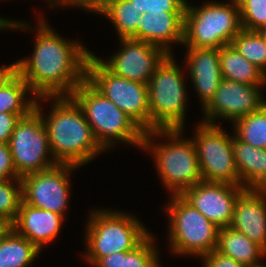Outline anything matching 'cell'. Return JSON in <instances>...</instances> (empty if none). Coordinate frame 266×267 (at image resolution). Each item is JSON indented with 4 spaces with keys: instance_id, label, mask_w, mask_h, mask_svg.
<instances>
[{
    "instance_id": "74e56055",
    "label": "cell",
    "mask_w": 266,
    "mask_h": 267,
    "mask_svg": "<svg viewBox=\"0 0 266 267\" xmlns=\"http://www.w3.org/2000/svg\"><path fill=\"white\" fill-rule=\"evenodd\" d=\"M29 25L28 24H24V23H20V22H15V21H9L8 19L6 20L5 18H1L0 17V29H8V28H21V29H26L29 30Z\"/></svg>"
},
{
    "instance_id": "b9f144b4",
    "label": "cell",
    "mask_w": 266,
    "mask_h": 267,
    "mask_svg": "<svg viewBox=\"0 0 266 267\" xmlns=\"http://www.w3.org/2000/svg\"><path fill=\"white\" fill-rule=\"evenodd\" d=\"M251 267H266V265L260 264L258 266H251Z\"/></svg>"
},
{
    "instance_id": "277c9868",
    "label": "cell",
    "mask_w": 266,
    "mask_h": 267,
    "mask_svg": "<svg viewBox=\"0 0 266 267\" xmlns=\"http://www.w3.org/2000/svg\"><path fill=\"white\" fill-rule=\"evenodd\" d=\"M71 97L82 108L96 141L104 150L112 146L114 140L142 147L145 131L87 79Z\"/></svg>"
},
{
    "instance_id": "44dd1931",
    "label": "cell",
    "mask_w": 266,
    "mask_h": 267,
    "mask_svg": "<svg viewBox=\"0 0 266 267\" xmlns=\"http://www.w3.org/2000/svg\"><path fill=\"white\" fill-rule=\"evenodd\" d=\"M219 62L224 79L255 86L266 84V74L244 58L232 44L219 49Z\"/></svg>"
},
{
    "instance_id": "2e32d148",
    "label": "cell",
    "mask_w": 266,
    "mask_h": 267,
    "mask_svg": "<svg viewBox=\"0 0 266 267\" xmlns=\"http://www.w3.org/2000/svg\"><path fill=\"white\" fill-rule=\"evenodd\" d=\"M265 197V189H244L236 199L230 227L266 251Z\"/></svg>"
},
{
    "instance_id": "9a60e30c",
    "label": "cell",
    "mask_w": 266,
    "mask_h": 267,
    "mask_svg": "<svg viewBox=\"0 0 266 267\" xmlns=\"http://www.w3.org/2000/svg\"><path fill=\"white\" fill-rule=\"evenodd\" d=\"M243 186L202 181L181 196L219 228L230 227L233 210Z\"/></svg>"
},
{
    "instance_id": "5b68a950",
    "label": "cell",
    "mask_w": 266,
    "mask_h": 267,
    "mask_svg": "<svg viewBox=\"0 0 266 267\" xmlns=\"http://www.w3.org/2000/svg\"><path fill=\"white\" fill-rule=\"evenodd\" d=\"M241 30L237 0L228 4L209 2L198 8L186 4L183 44L187 47L220 49L231 44Z\"/></svg>"
},
{
    "instance_id": "cb8c5ba5",
    "label": "cell",
    "mask_w": 266,
    "mask_h": 267,
    "mask_svg": "<svg viewBox=\"0 0 266 267\" xmlns=\"http://www.w3.org/2000/svg\"><path fill=\"white\" fill-rule=\"evenodd\" d=\"M27 91L31 92L28 84L17 74L0 90V113L29 114L35 108L37 98L25 100Z\"/></svg>"
},
{
    "instance_id": "ba28073f",
    "label": "cell",
    "mask_w": 266,
    "mask_h": 267,
    "mask_svg": "<svg viewBox=\"0 0 266 267\" xmlns=\"http://www.w3.org/2000/svg\"><path fill=\"white\" fill-rule=\"evenodd\" d=\"M171 199L167 211L170 218L169 238L172 251L176 254L202 257L216 250L219 227L181 195H172Z\"/></svg>"
},
{
    "instance_id": "4316f807",
    "label": "cell",
    "mask_w": 266,
    "mask_h": 267,
    "mask_svg": "<svg viewBox=\"0 0 266 267\" xmlns=\"http://www.w3.org/2000/svg\"><path fill=\"white\" fill-rule=\"evenodd\" d=\"M231 44L244 58L266 74V42L257 30L242 28Z\"/></svg>"
},
{
    "instance_id": "e575fe53",
    "label": "cell",
    "mask_w": 266,
    "mask_h": 267,
    "mask_svg": "<svg viewBox=\"0 0 266 267\" xmlns=\"http://www.w3.org/2000/svg\"><path fill=\"white\" fill-rule=\"evenodd\" d=\"M107 0H60L56 5H75L85 10L93 11L94 13L102 14Z\"/></svg>"
},
{
    "instance_id": "d6986e66",
    "label": "cell",
    "mask_w": 266,
    "mask_h": 267,
    "mask_svg": "<svg viewBox=\"0 0 266 267\" xmlns=\"http://www.w3.org/2000/svg\"><path fill=\"white\" fill-rule=\"evenodd\" d=\"M187 48L188 71L204 108L213 98L223 79L219 49Z\"/></svg>"
},
{
    "instance_id": "e0dca14e",
    "label": "cell",
    "mask_w": 266,
    "mask_h": 267,
    "mask_svg": "<svg viewBox=\"0 0 266 267\" xmlns=\"http://www.w3.org/2000/svg\"><path fill=\"white\" fill-rule=\"evenodd\" d=\"M184 14L185 12L165 11L144 13L136 25V34L132 39L148 42L172 55L169 44L183 43Z\"/></svg>"
},
{
    "instance_id": "5bb4252c",
    "label": "cell",
    "mask_w": 266,
    "mask_h": 267,
    "mask_svg": "<svg viewBox=\"0 0 266 267\" xmlns=\"http://www.w3.org/2000/svg\"><path fill=\"white\" fill-rule=\"evenodd\" d=\"M259 87L261 89V86L242 84L223 78L213 98L202 108L206 115L202 123L215 125L218 116L235 122L259 110L266 104Z\"/></svg>"
},
{
    "instance_id": "f1b7e54d",
    "label": "cell",
    "mask_w": 266,
    "mask_h": 267,
    "mask_svg": "<svg viewBox=\"0 0 266 267\" xmlns=\"http://www.w3.org/2000/svg\"><path fill=\"white\" fill-rule=\"evenodd\" d=\"M150 233L138 246L129 252H124L123 267H160L156 247Z\"/></svg>"
},
{
    "instance_id": "30bf717a",
    "label": "cell",
    "mask_w": 266,
    "mask_h": 267,
    "mask_svg": "<svg viewBox=\"0 0 266 267\" xmlns=\"http://www.w3.org/2000/svg\"><path fill=\"white\" fill-rule=\"evenodd\" d=\"M12 160L19 178L55 166L51 154L48 132L42 115L34 108L21 117L8 141ZM54 160V161H53Z\"/></svg>"
},
{
    "instance_id": "7c38bea8",
    "label": "cell",
    "mask_w": 266,
    "mask_h": 267,
    "mask_svg": "<svg viewBox=\"0 0 266 267\" xmlns=\"http://www.w3.org/2000/svg\"><path fill=\"white\" fill-rule=\"evenodd\" d=\"M75 165L55 166L21 177L23 202L37 208L65 215L69 199L70 183L68 175Z\"/></svg>"
},
{
    "instance_id": "60d3db41",
    "label": "cell",
    "mask_w": 266,
    "mask_h": 267,
    "mask_svg": "<svg viewBox=\"0 0 266 267\" xmlns=\"http://www.w3.org/2000/svg\"><path fill=\"white\" fill-rule=\"evenodd\" d=\"M6 226L0 221V233Z\"/></svg>"
},
{
    "instance_id": "836d02e7",
    "label": "cell",
    "mask_w": 266,
    "mask_h": 267,
    "mask_svg": "<svg viewBox=\"0 0 266 267\" xmlns=\"http://www.w3.org/2000/svg\"><path fill=\"white\" fill-rule=\"evenodd\" d=\"M26 115L28 114L0 113V143H8L16 123Z\"/></svg>"
},
{
    "instance_id": "ac0fdd59",
    "label": "cell",
    "mask_w": 266,
    "mask_h": 267,
    "mask_svg": "<svg viewBox=\"0 0 266 267\" xmlns=\"http://www.w3.org/2000/svg\"><path fill=\"white\" fill-rule=\"evenodd\" d=\"M63 215L34 207L22 201L15 221L10 225L40 251L59 234Z\"/></svg>"
},
{
    "instance_id": "484cf974",
    "label": "cell",
    "mask_w": 266,
    "mask_h": 267,
    "mask_svg": "<svg viewBox=\"0 0 266 267\" xmlns=\"http://www.w3.org/2000/svg\"><path fill=\"white\" fill-rule=\"evenodd\" d=\"M234 135L242 142L266 149V104L235 121Z\"/></svg>"
},
{
    "instance_id": "52a82bcc",
    "label": "cell",
    "mask_w": 266,
    "mask_h": 267,
    "mask_svg": "<svg viewBox=\"0 0 266 267\" xmlns=\"http://www.w3.org/2000/svg\"><path fill=\"white\" fill-rule=\"evenodd\" d=\"M174 60L168 55L149 80L150 131L184 128L186 87Z\"/></svg>"
},
{
    "instance_id": "d4e9b609",
    "label": "cell",
    "mask_w": 266,
    "mask_h": 267,
    "mask_svg": "<svg viewBox=\"0 0 266 267\" xmlns=\"http://www.w3.org/2000/svg\"><path fill=\"white\" fill-rule=\"evenodd\" d=\"M115 25L119 38H132L141 15L130 0H108L102 13Z\"/></svg>"
},
{
    "instance_id": "9c48e42d",
    "label": "cell",
    "mask_w": 266,
    "mask_h": 267,
    "mask_svg": "<svg viewBox=\"0 0 266 267\" xmlns=\"http://www.w3.org/2000/svg\"><path fill=\"white\" fill-rule=\"evenodd\" d=\"M86 79L145 132L150 131L147 84L113 74L93 53L88 58Z\"/></svg>"
},
{
    "instance_id": "d6a6232c",
    "label": "cell",
    "mask_w": 266,
    "mask_h": 267,
    "mask_svg": "<svg viewBox=\"0 0 266 267\" xmlns=\"http://www.w3.org/2000/svg\"><path fill=\"white\" fill-rule=\"evenodd\" d=\"M202 258L204 261L203 267H249L221 254L217 250L205 254Z\"/></svg>"
},
{
    "instance_id": "ffe728a7",
    "label": "cell",
    "mask_w": 266,
    "mask_h": 267,
    "mask_svg": "<svg viewBox=\"0 0 266 267\" xmlns=\"http://www.w3.org/2000/svg\"><path fill=\"white\" fill-rule=\"evenodd\" d=\"M235 165L245 189L266 190V149L256 148L233 137Z\"/></svg>"
},
{
    "instance_id": "603a6c76",
    "label": "cell",
    "mask_w": 266,
    "mask_h": 267,
    "mask_svg": "<svg viewBox=\"0 0 266 267\" xmlns=\"http://www.w3.org/2000/svg\"><path fill=\"white\" fill-rule=\"evenodd\" d=\"M40 250L28 239L6 226L0 233V267H28Z\"/></svg>"
},
{
    "instance_id": "8d00e7d4",
    "label": "cell",
    "mask_w": 266,
    "mask_h": 267,
    "mask_svg": "<svg viewBox=\"0 0 266 267\" xmlns=\"http://www.w3.org/2000/svg\"><path fill=\"white\" fill-rule=\"evenodd\" d=\"M18 74V62L0 67V90Z\"/></svg>"
},
{
    "instance_id": "8992f818",
    "label": "cell",
    "mask_w": 266,
    "mask_h": 267,
    "mask_svg": "<svg viewBox=\"0 0 266 267\" xmlns=\"http://www.w3.org/2000/svg\"><path fill=\"white\" fill-rule=\"evenodd\" d=\"M89 218L85 233L88 251L84 257L93 266L102 257L133 250L150 234L138 219L116 210H96Z\"/></svg>"
},
{
    "instance_id": "4fadbf2b",
    "label": "cell",
    "mask_w": 266,
    "mask_h": 267,
    "mask_svg": "<svg viewBox=\"0 0 266 267\" xmlns=\"http://www.w3.org/2000/svg\"><path fill=\"white\" fill-rule=\"evenodd\" d=\"M121 50L101 63L113 74L142 84L149 83L156 68L168 54L160 47L132 38H119Z\"/></svg>"
},
{
    "instance_id": "3957f363",
    "label": "cell",
    "mask_w": 266,
    "mask_h": 267,
    "mask_svg": "<svg viewBox=\"0 0 266 267\" xmlns=\"http://www.w3.org/2000/svg\"><path fill=\"white\" fill-rule=\"evenodd\" d=\"M183 130L147 131L144 133L142 142V149L152 150L159 177L161 176L164 186L173 195H181L186 189L203 181L194 143L192 139L181 138ZM159 135L162 138L166 136L170 143L153 145L152 137Z\"/></svg>"
},
{
    "instance_id": "f546056e",
    "label": "cell",
    "mask_w": 266,
    "mask_h": 267,
    "mask_svg": "<svg viewBox=\"0 0 266 267\" xmlns=\"http://www.w3.org/2000/svg\"><path fill=\"white\" fill-rule=\"evenodd\" d=\"M237 2L243 29L258 30L266 25V0H237Z\"/></svg>"
},
{
    "instance_id": "83f0119b",
    "label": "cell",
    "mask_w": 266,
    "mask_h": 267,
    "mask_svg": "<svg viewBox=\"0 0 266 267\" xmlns=\"http://www.w3.org/2000/svg\"><path fill=\"white\" fill-rule=\"evenodd\" d=\"M13 180L18 187L14 186ZM22 201L21 179L0 180V221L5 226L15 221Z\"/></svg>"
},
{
    "instance_id": "ab89813d",
    "label": "cell",
    "mask_w": 266,
    "mask_h": 267,
    "mask_svg": "<svg viewBox=\"0 0 266 267\" xmlns=\"http://www.w3.org/2000/svg\"><path fill=\"white\" fill-rule=\"evenodd\" d=\"M52 1H53L54 3H53ZM59 1H60V0H50L49 2H52V3H50V6H53V5L55 6Z\"/></svg>"
},
{
    "instance_id": "f35d334b",
    "label": "cell",
    "mask_w": 266,
    "mask_h": 267,
    "mask_svg": "<svg viewBox=\"0 0 266 267\" xmlns=\"http://www.w3.org/2000/svg\"><path fill=\"white\" fill-rule=\"evenodd\" d=\"M257 31L259 32L263 40L266 42V25L262 26Z\"/></svg>"
},
{
    "instance_id": "1f68e13d",
    "label": "cell",
    "mask_w": 266,
    "mask_h": 267,
    "mask_svg": "<svg viewBox=\"0 0 266 267\" xmlns=\"http://www.w3.org/2000/svg\"><path fill=\"white\" fill-rule=\"evenodd\" d=\"M20 179L16 174L8 143H0V180Z\"/></svg>"
},
{
    "instance_id": "7a4b0ae2",
    "label": "cell",
    "mask_w": 266,
    "mask_h": 267,
    "mask_svg": "<svg viewBox=\"0 0 266 267\" xmlns=\"http://www.w3.org/2000/svg\"><path fill=\"white\" fill-rule=\"evenodd\" d=\"M51 98L55 102L45 118L39 100ZM37 99L35 109L42 115L46 125L51 158H55L56 163L80 167L104 151L96 141L82 108L71 96Z\"/></svg>"
},
{
    "instance_id": "4dcf8cb0",
    "label": "cell",
    "mask_w": 266,
    "mask_h": 267,
    "mask_svg": "<svg viewBox=\"0 0 266 267\" xmlns=\"http://www.w3.org/2000/svg\"><path fill=\"white\" fill-rule=\"evenodd\" d=\"M134 3L138 14L185 12L187 2L185 0H130Z\"/></svg>"
},
{
    "instance_id": "8fae6325",
    "label": "cell",
    "mask_w": 266,
    "mask_h": 267,
    "mask_svg": "<svg viewBox=\"0 0 266 267\" xmlns=\"http://www.w3.org/2000/svg\"><path fill=\"white\" fill-rule=\"evenodd\" d=\"M192 140L203 181L242 186L235 165L233 136L219 125L200 123Z\"/></svg>"
},
{
    "instance_id": "6da1fadb",
    "label": "cell",
    "mask_w": 266,
    "mask_h": 267,
    "mask_svg": "<svg viewBox=\"0 0 266 267\" xmlns=\"http://www.w3.org/2000/svg\"><path fill=\"white\" fill-rule=\"evenodd\" d=\"M39 21L33 54L18 61V74L34 98L71 96L86 79L92 52L80 42L61 38L43 19Z\"/></svg>"
},
{
    "instance_id": "7402d4cb",
    "label": "cell",
    "mask_w": 266,
    "mask_h": 267,
    "mask_svg": "<svg viewBox=\"0 0 266 267\" xmlns=\"http://www.w3.org/2000/svg\"><path fill=\"white\" fill-rule=\"evenodd\" d=\"M217 251L249 267L260 265L259 257L266 251L231 227L219 228Z\"/></svg>"
},
{
    "instance_id": "d590c367",
    "label": "cell",
    "mask_w": 266,
    "mask_h": 267,
    "mask_svg": "<svg viewBox=\"0 0 266 267\" xmlns=\"http://www.w3.org/2000/svg\"><path fill=\"white\" fill-rule=\"evenodd\" d=\"M124 252L112 253L102 257L94 266L95 267H123Z\"/></svg>"
}]
</instances>
